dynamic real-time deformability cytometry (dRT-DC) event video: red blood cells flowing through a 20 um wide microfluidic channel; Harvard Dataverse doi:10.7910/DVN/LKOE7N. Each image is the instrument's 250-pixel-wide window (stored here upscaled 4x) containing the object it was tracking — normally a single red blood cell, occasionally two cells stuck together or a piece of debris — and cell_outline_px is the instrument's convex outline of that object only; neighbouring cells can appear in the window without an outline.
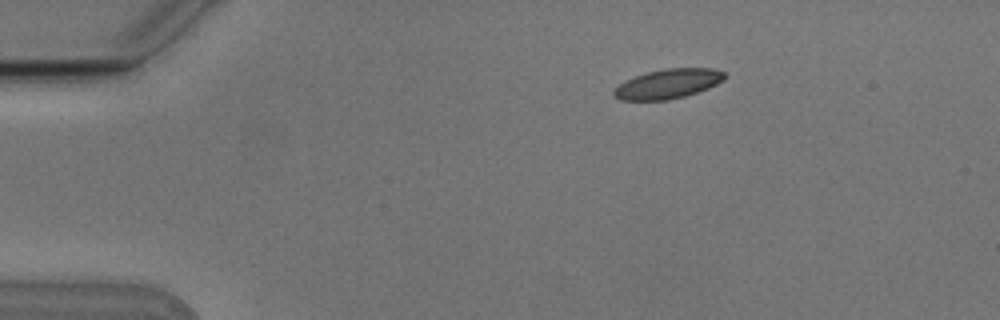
{"species": "Egyptian fruit bat (a non-hibernating species)", "species_latin": "Rousettus aegyptiacus", "temperature_condition": "cold", "stored_images_in_passage": 4, "camera_frame_rate_fps": 3000, "um_per_image_px": 0.085, "animal": {"sex": "male"}, "frame": {"image": 1, "passage_image": 1, "time_ms": 0.0, "image_size_px": [1000, 320], "cell_outline_px": [[728, 76], [724, 80], [708, 88], [684, 96], [668, 100], [620, 100], [612, 96], [612, 92], [624, 80], [648, 72], [664, 68], [712, 68], [724, 72]], "centroid_in_image_um": [56.78, 7.12], "position_along_channel_um": 28.2, "area_um2": 19.07}}